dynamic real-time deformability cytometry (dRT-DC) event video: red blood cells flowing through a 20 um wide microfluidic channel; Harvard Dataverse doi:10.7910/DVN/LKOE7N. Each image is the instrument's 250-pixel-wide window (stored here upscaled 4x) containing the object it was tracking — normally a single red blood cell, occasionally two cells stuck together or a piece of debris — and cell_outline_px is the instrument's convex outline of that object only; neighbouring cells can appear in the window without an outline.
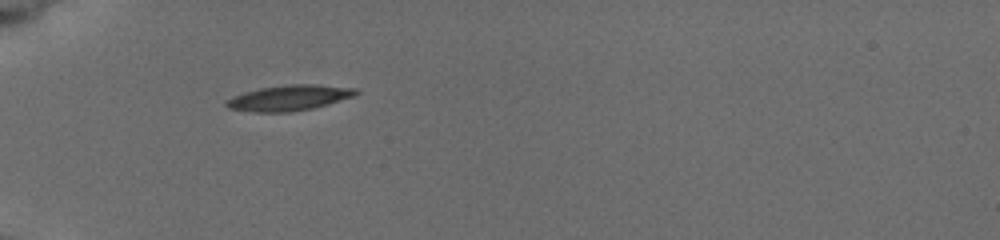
{"species": "common noctule bat (a hibernating species)", "species_latin": "Nyctalus noctula", "temperature_condition": "cold", "stored_images_in_passage": 34, "camera_frame_rate_fps": 3000, "um_per_image_px": 0.085, "animal": {"sex": "female", "body_mass_g": 19.5, "forearm_length_mm": 54.1}, "frame": {"image": 1, "passage_image": 1, "time_ms": 0.0, "image_size_px": [1000, 240], "cell_outline_px": [[360, 92], [352, 96], [312, 108], [288, 112], [256, 112], [228, 108], [224, 104], [232, 96], [244, 92], [260, 88], [292, 84], [312, 84], [356, 88]], "centroid_in_image_um": [24.54, 8.31], "position_along_channel_um": 60.5, "area_um2": 18.9}}
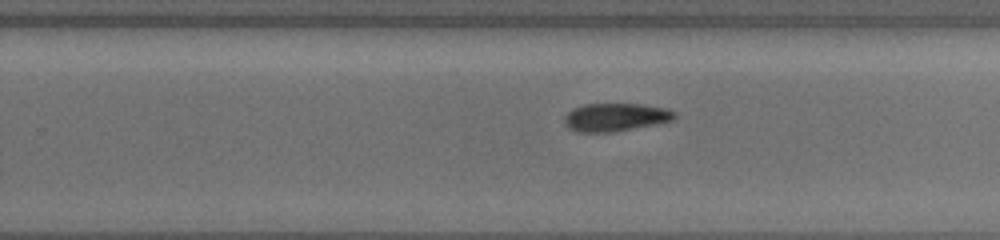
{"frame": {"image": 2, "passage_image": 15, "time_ms": 6.0, "image_size_px": [1000, 240], "cell_outline_px": [[676, 116], [672, 120], [608, 132], [584, 132], [572, 128], [564, 120], [568, 112], [584, 104], [640, 104], [664, 108], [676, 112]], "centroid_in_image_um": [52.34, 9.93], "position_along_channel_um": 277.5, "area_um2": 17.17}}
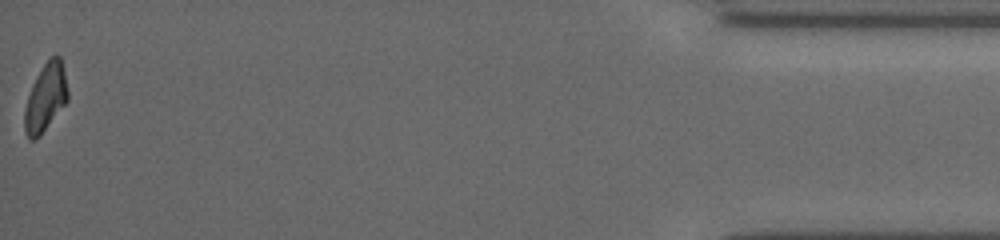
{"frame": {"image": 3, "passage_image": 34, "time_ms": 12.0, "image_size_px": [1000, 240], "cell_outline_px": [[68, 100], [40, 136], [36, 140], [28, 140], [24, 132], [24, 112], [28, 96], [32, 84], [36, 76], [44, 64], [52, 56], [60, 56], [64, 72], [68, 92]], "centroid_in_image_um": [3.85, 8.34], "position_along_channel_um": 431.3, "area_um2": 16.99}, "authors_computed_cell_mechanics": {"area_um2": 17.34, "velocity_mm_per_s": 3.8521, "shape_relaxation_time_tau1_ms": 3.1116, "shape_relaxation_time_tau2_ms": 3.4741, "deformation_change_tau1": 0.1082, "deformation_change_tau2": 0.0991}}